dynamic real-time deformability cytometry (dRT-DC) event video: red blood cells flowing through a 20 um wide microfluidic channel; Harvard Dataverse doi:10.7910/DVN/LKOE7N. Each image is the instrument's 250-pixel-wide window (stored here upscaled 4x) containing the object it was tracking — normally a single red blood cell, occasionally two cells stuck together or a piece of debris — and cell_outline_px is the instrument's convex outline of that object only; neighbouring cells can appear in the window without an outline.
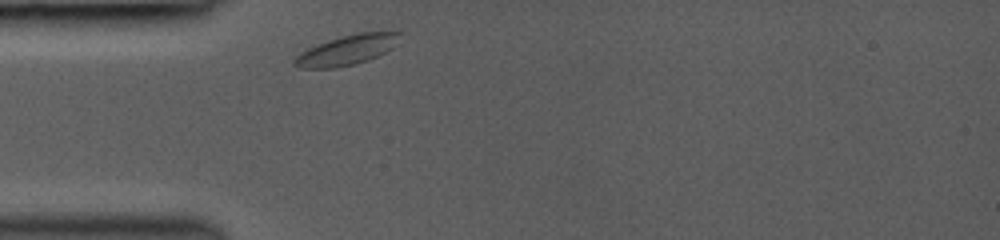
{"species": "common noctule bat (a hibernating species)", "species_latin": "Nyctalus noctula", "temperature_condition": "room temperature", "stored_images_in_passage": 4, "camera_frame_rate_fps": 3000, "um_per_image_px": 0.085, "animal": {"sex": "female", "body_mass_g": 19.0, "forearm_length_mm": 53.3}, "frame": {"image": 1, "passage_image": 1, "time_ms": 0.0, "image_size_px": [1000, 240], "cell_outline_px": [[404, 32], [396, 44], [392, 48], [368, 60], [356, 64], [336, 68], [300, 68], [292, 64], [292, 60], [300, 52], [316, 44], [340, 36], [356, 32]], "centroid_in_image_um": [29.47, 4.25], "position_along_channel_um": 55.5, "area_um2": 18.55}}
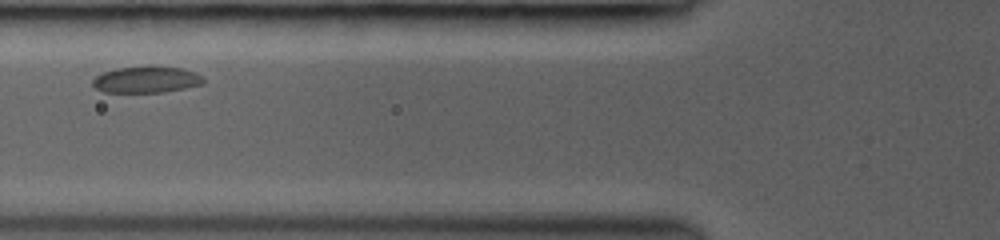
{"frame": {"image": 2, "passage_image": 3, "time_ms": 1.667, "image_size_px": [1000, 240], "cell_outline_px": [[204, 84], [164, 92], [104, 92], [96, 88], [92, 84], [92, 80], [100, 72], [116, 68], [148, 64], [180, 68], [196, 72], [204, 80]], "centroid_in_image_um": [12.41, 6.73], "position_along_channel_um": 113.4, "area_um2": 17.51}}